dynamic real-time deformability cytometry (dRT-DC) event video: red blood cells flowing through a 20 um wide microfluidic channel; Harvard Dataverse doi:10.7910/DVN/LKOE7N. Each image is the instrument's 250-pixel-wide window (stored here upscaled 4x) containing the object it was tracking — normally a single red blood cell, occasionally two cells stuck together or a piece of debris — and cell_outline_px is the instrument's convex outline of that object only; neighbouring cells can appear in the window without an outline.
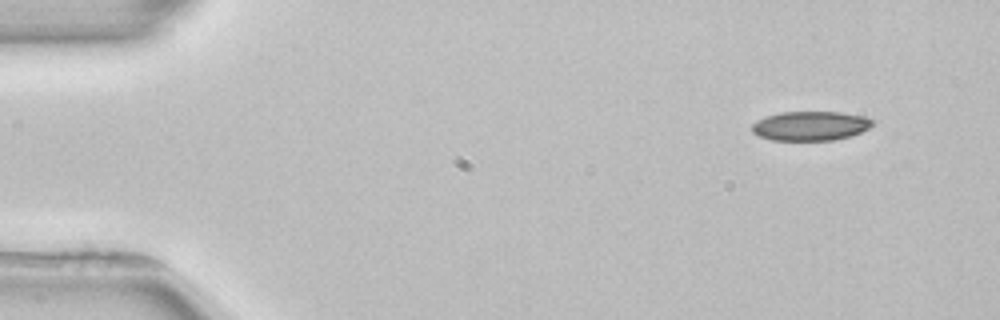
{"species": "common noctule bat (a hibernating species)", "species_latin": "Nyctalus noctula", "temperature_condition": "room temperature", "stored_images_in_passage": 3, "camera_frame_rate_fps": 3000, "um_per_image_px": 0.085, "animal": {"sex": "female", "body_mass_g": 22.7, "forearm_length_mm": 54.2}, "frame": {"image": 1, "passage_image": 1, "time_ms": 0.0, "image_size_px": [1000, 320], "cell_outline_px": [[872, 124], [868, 128], [860, 132], [848, 136], [832, 140], [772, 140], [760, 136], [752, 132], [752, 124], [756, 120], [780, 112], [840, 112], [864, 116], [872, 120]], "centroid_in_image_um": [68.85, 10.69], "position_along_channel_um": 16.1, "area_um2": 20.35}}
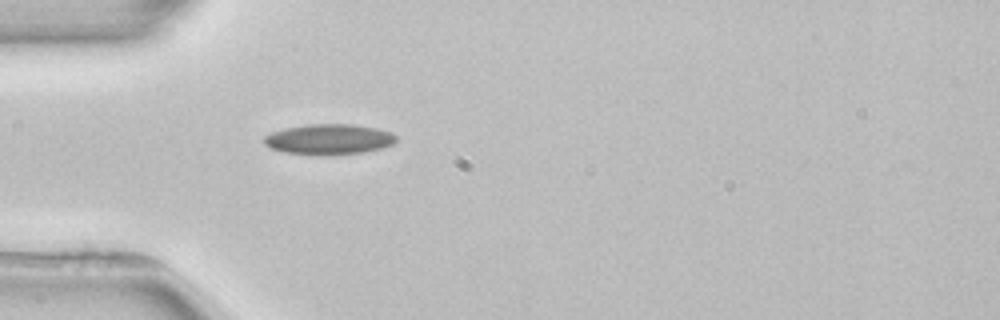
{"frame": {"image": 2, "passage_image": 3, "time_ms": 3.667, "image_size_px": [1000, 320], "cell_outline_px": [[396, 140], [392, 144], [380, 148], [364, 152], [328, 156], [320, 156], [284, 152], [272, 148], [264, 144], [264, 136], [272, 132], [284, 128], [308, 124], [352, 124], [376, 128], [392, 132], [396, 136]], "centroid_in_image_um": [27.95, 11.85], "position_along_channel_um": 57.1, "area_um2": 23.64}}